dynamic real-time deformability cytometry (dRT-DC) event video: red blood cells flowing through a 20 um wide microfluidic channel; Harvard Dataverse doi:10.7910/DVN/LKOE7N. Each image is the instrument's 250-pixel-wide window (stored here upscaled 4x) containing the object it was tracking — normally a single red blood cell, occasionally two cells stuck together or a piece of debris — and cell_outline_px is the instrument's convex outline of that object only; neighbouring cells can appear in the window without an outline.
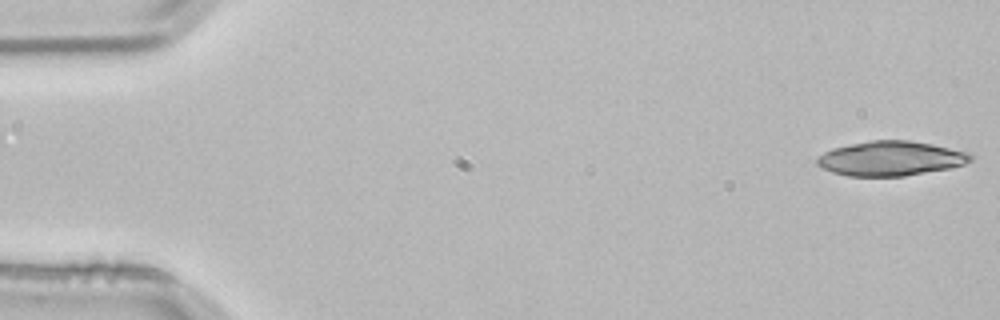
{"species": "common noctule bat (a hibernating species)", "species_latin": "Nyctalus noctula", "temperature_condition": "room temperature", "stored_images_in_passage": 4, "camera_frame_rate_fps": 3000, "um_per_image_px": 0.085, "animal": {"sex": "male", "body_mass_g": 21.5, "forearm_length_mm": 52.0}, "frame": {"image": 1, "passage_image": 1, "time_ms": 0.0, "image_size_px": [1000, 320], "cell_outline_px": [[972, 160], [964, 164], [952, 168], [904, 176], [848, 176], [832, 172], [820, 168], [816, 164], [816, 160], [824, 152], [832, 148], [872, 140], [908, 140], [932, 144], [968, 152], [972, 156]], "centroid_in_image_um": [75.7, 13.47], "position_along_channel_um": 9.3, "area_um2": 30.98}}